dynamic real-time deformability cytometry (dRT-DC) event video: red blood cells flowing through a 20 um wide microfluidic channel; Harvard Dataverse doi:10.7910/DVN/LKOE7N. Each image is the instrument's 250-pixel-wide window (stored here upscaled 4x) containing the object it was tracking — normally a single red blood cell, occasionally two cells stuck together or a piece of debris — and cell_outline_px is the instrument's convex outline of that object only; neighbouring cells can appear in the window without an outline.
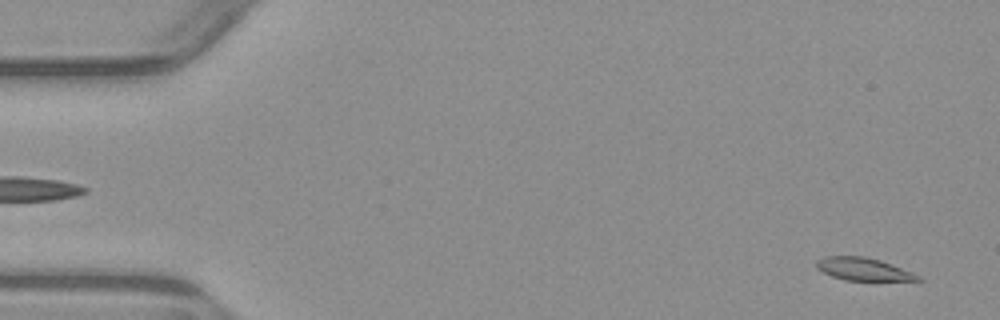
{"species": "common noctule bat (a hibernating species)", "species_latin": "Nyctalus noctula", "temperature_condition": "warm", "stored_images_in_passage": 4, "camera_frame_rate_fps": 3000, "um_per_image_px": 0.085, "animal": {"sex": "male", "body_mass_g": 23.1, "forearm_length_mm": 52.7}, "frame": {"image": 1, "passage_image": 4, "time_ms": 4.333, "image_size_px": [1000, 320], "cell_outline_px": [[924, 280], [844, 280], [832, 276], [816, 268], [816, 260], [824, 256], [864, 256], [880, 260], [920, 276]], "centroid_in_image_um": [73.32, 22.86], "position_along_channel_um": 11.7, "area_um2": 13.18}}